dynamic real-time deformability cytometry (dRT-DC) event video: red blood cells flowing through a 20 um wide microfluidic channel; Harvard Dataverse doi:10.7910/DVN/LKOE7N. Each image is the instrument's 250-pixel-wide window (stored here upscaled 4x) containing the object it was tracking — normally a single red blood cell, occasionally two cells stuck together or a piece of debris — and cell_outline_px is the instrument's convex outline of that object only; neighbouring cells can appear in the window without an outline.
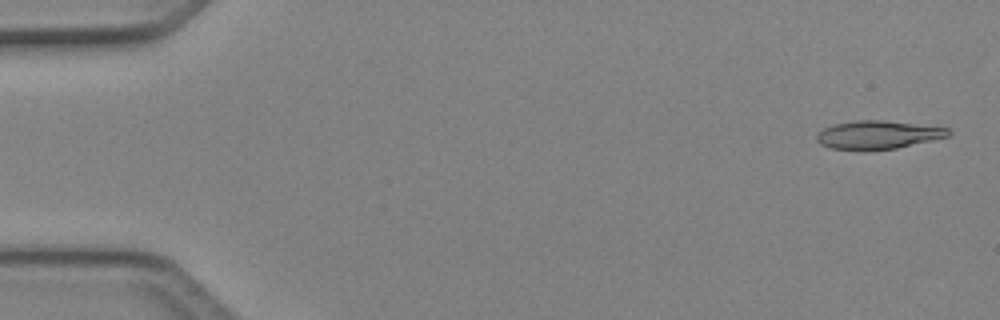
{"species": "Egyptian fruit bat (a non-hibernating species)", "species_latin": "Rousettus aegyptiacus", "temperature_condition": "cold", "stored_images_in_passage": 6, "camera_frame_rate_fps": 3000, "um_per_image_px": 0.085, "animal": {"sex": "female"}, "frame": {"image": 1, "passage_image": 1, "time_ms": 0.0, "image_size_px": [1000, 320], "cell_outline_px": [[952, 132], [948, 136], [932, 140], [896, 148], [864, 152], [860, 152], [832, 148], [820, 144], [816, 140], [816, 136], [824, 128], [836, 124], [856, 120], [880, 120], [948, 128]], "centroid_in_image_um": [74.58, 11.49], "position_along_channel_um": 10.4, "area_um2": 21.79}}
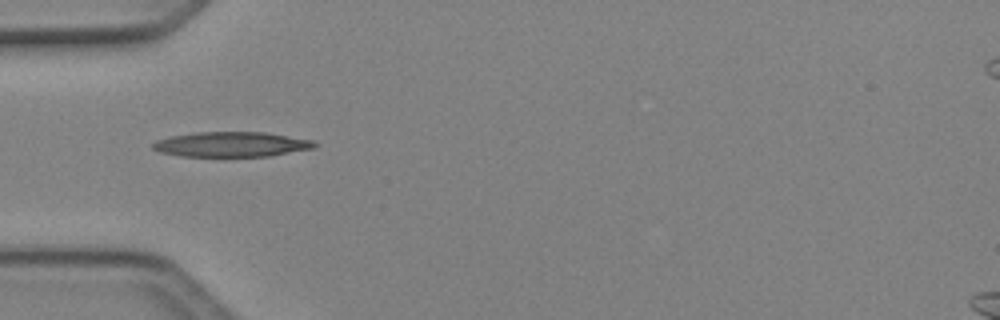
{"frame": {"image": 2, "passage_image": 5, "time_ms": 1.333, "image_size_px": [1000, 320], "cell_outline_px": [[320, 144], [316, 148], [272, 156], [180, 156], [160, 152], [152, 148], [152, 144], [156, 140], [172, 136], [196, 132], [264, 132], [316, 140]], "centroid_in_image_um": [19.76, 12.27], "position_along_channel_um": 65.2, "area_um2": 23.81}}
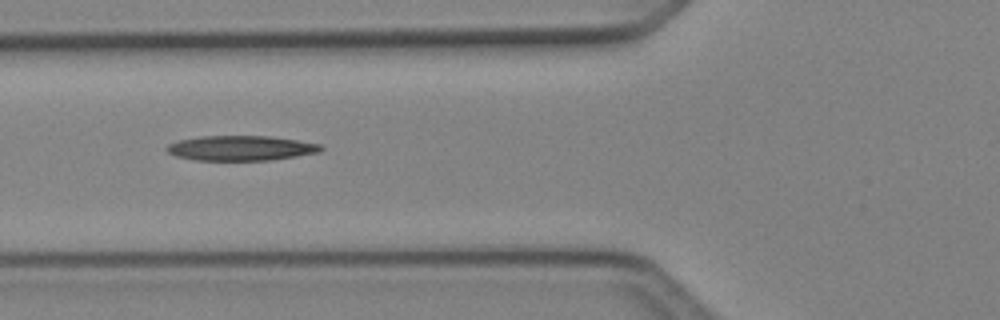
{"frame": {"image": 3, "passage_image": 6, "time_ms": 1.667, "image_size_px": [1000, 320], "cell_outline_px": [[324, 148], [320, 152], [296, 156], [268, 160], [196, 160], [176, 156], [168, 152], [164, 148], [168, 144], [180, 140], [200, 136], [268, 136], [296, 140], [320, 144]], "centroid_in_image_um": [20.46, 12.59], "position_along_channel_um": 105.3, "area_um2": 22.25}}